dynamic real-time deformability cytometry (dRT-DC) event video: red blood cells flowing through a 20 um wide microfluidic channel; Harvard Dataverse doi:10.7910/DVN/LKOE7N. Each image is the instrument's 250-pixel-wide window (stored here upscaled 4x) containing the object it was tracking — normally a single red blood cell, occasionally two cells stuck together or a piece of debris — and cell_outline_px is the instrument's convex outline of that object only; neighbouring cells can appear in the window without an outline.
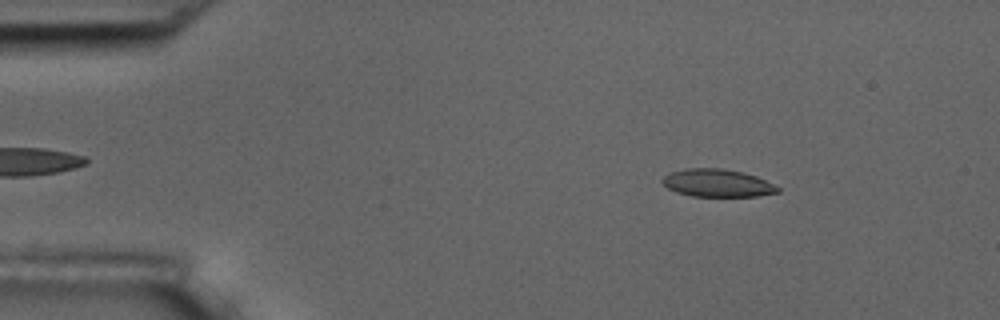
{"species": "common noctule bat (a hibernating species)", "species_latin": "Nyctalus noctula", "temperature_condition": "room temperature", "stored_images_in_passage": 56, "camera_frame_rate_fps": 3000, "um_per_image_px": 0.085, "animal": {"sex": "male", "body_mass_g": 17.5, "forearm_length_mm": 52.3}, "frame": {"image": 1, "passage_image": 8, "time_ms": 2.333, "image_size_px": [1000, 320], "cell_outline_px": [[780, 192], [756, 196], [692, 196], [676, 192], [668, 188], [660, 180], [664, 176], [672, 172], [684, 168], [720, 168], [740, 172], [756, 176], [780, 188]], "centroid_in_image_um": [60.95, 15.56], "position_along_channel_um": 24.1, "area_um2": 18.44}}
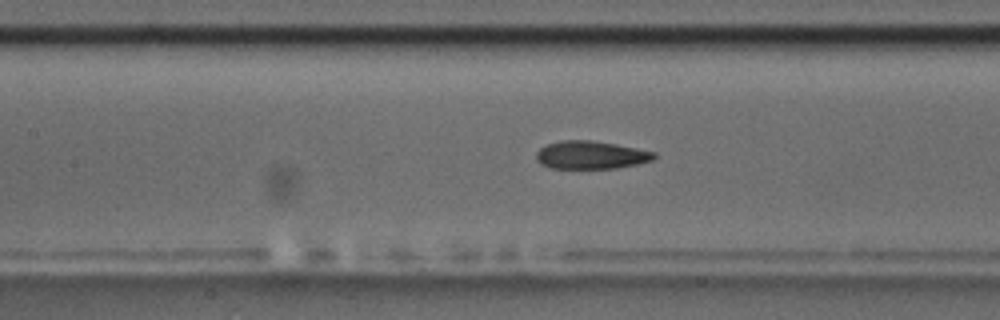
{"frame": {"image": 2, "passage_image": 25, "time_ms": 8.0, "image_size_px": [1000, 320], "cell_outline_px": [[656, 156], [652, 160], [636, 164], [616, 168], [552, 168], [540, 164], [536, 160], [536, 152], [540, 148], [548, 144], [560, 140], [592, 140], [616, 144], [656, 152]], "centroid_in_image_um": [50.2, 13.17], "position_along_channel_um": 157.2, "area_um2": 19.19}}
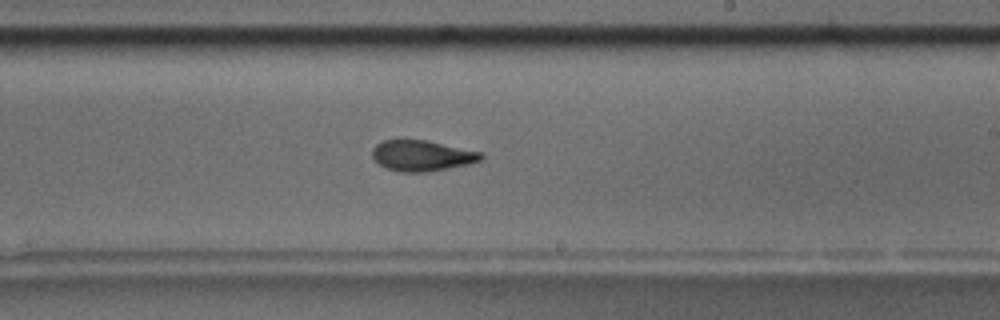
{"frame": {"image": 3, "passage_image": 33, "time_ms": 10.667, "image_size_px": [1000, 320], "cell_outline_px": [[484, 156], [480, 160], [468, 164], [428, 172], [400, 172], [388, 168], [380, 164], [372, 156], [372, 148], [376, 144], [384, 140], [428, 140], [484, 152]], "centroid_in_image_um": [35.9, 13.22], "position_along_channel_um": 253.1, "area_um2": 19.54}, "authors_computed_cell_mechanics": {"area_um2": 19.5364, "velocity_mm_per_s": 3.6234, "shape_relaxation_time_tau1_ms": 4.727, "shape_relaxation_time_tau2_ms": 2.3888, "deformation_change_tau1": 0.1572, "deformation_change_tau2": 0.1023}}